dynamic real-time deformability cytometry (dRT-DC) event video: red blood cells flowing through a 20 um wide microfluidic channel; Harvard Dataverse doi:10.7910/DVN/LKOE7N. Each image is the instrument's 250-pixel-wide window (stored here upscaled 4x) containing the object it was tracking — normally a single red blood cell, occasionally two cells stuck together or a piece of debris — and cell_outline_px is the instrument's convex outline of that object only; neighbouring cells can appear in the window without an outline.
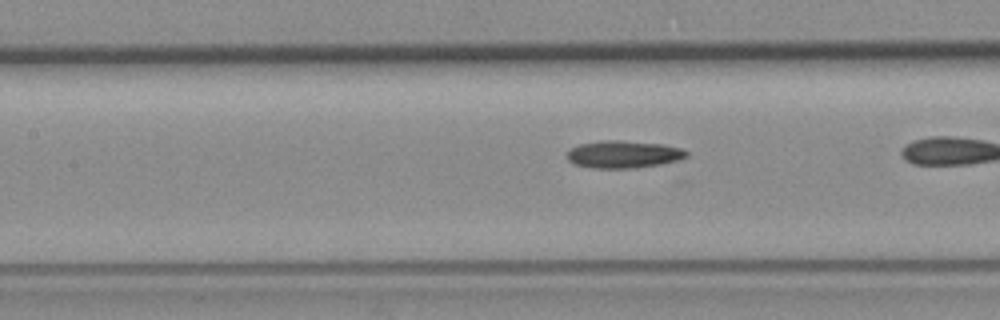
{"species": "common noctule bat (a hibernating species)", "species_latin": "Nyctalus noctula", "temperature_condition": "room temperature", "stored_images_in_passage": 31, "camera_frame_rate_fps": 3000, "um_per_image_px": 0.085, "animal": {"sex": "female", "body_mass_g": 19.3, "forearm_length_mm": 54.1}, "frame": {"image": 1, "passage_image": 13, "time_ms": 4.0, "image_size_px": [1000, 320], "cell_outline_px": [[688, 156], [676, 160], [660, 164], [636, 168], [592, 168], [572, 164], [568, 160], [568, 152], [572, 148], [580, 144], [600, 140], [620, 140], [664, 144], [680, 148], [688, 152]], "centroid_in_image_um": [52.98, 13.11], "position_along_channel_um": 154.4, "area_um2": 19.07}}